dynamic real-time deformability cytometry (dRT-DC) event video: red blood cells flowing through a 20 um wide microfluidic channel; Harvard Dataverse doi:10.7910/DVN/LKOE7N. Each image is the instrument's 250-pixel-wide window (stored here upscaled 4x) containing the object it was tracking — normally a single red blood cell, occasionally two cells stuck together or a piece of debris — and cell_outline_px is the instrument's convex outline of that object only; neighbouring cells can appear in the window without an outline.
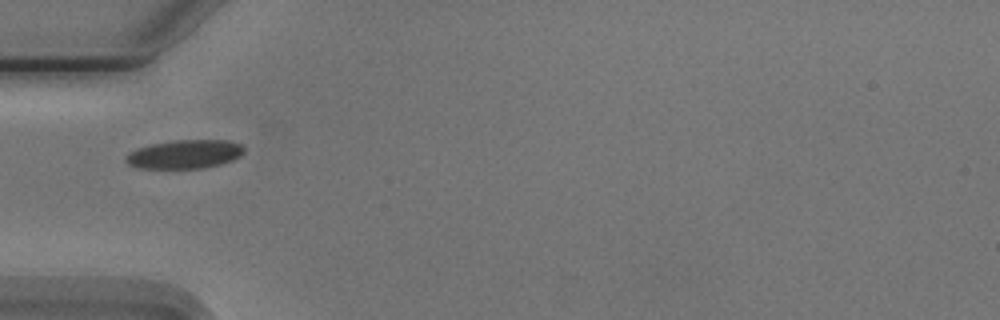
{"species": "Egyptian fruit bat (a non-hibernating species)", "species_latin": "Rousettus aegyptiacus", "temperature_condition": "cold", "stored_images_in_passage": 11, "camera_frame_rate_fps": 3000, "um_per_image_px": 0.085, "animal": {"sex": "male"}, "frame": {"image": 1, "passage_image": 1, "time_ms": 0.0, "image_size_px": [1000, 320], "cell_outline_px": [[244, 152], [240, 156], [232, 160], [220, 164], [204, 168], [136, 168], [128, 164], [124, 160], [124, 156], [128, 152], [152, 144], [176, 140], [228, 140], [240, 144], [244, 148]], "centroid_in_image_um": [15.68, 13.11], "position_along_channel_um": 69.3, "area_um2": 19.77}}
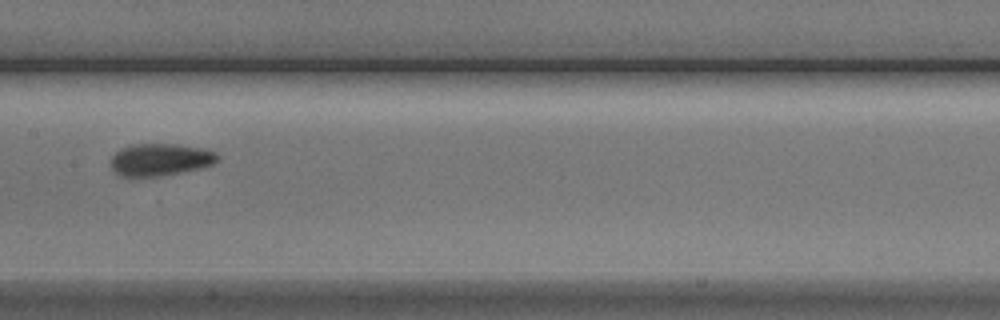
{"frame": {"image": 2, "passage_image": 4, "time_ms": 3.333, "image_size_px": [1000, 320], "cell_outline_px": [[220, 156], [212, 164], [200, 168], [160, 176], [120, 176], [112, 168], [112, 156], [120, 148], [132, 144], [176, 144], [200, 148], [216, 152]], "centroid_in_image_um": [13.61, 13.56], "position_along_channel_um": 193.8, "area_um2": 19.83}}
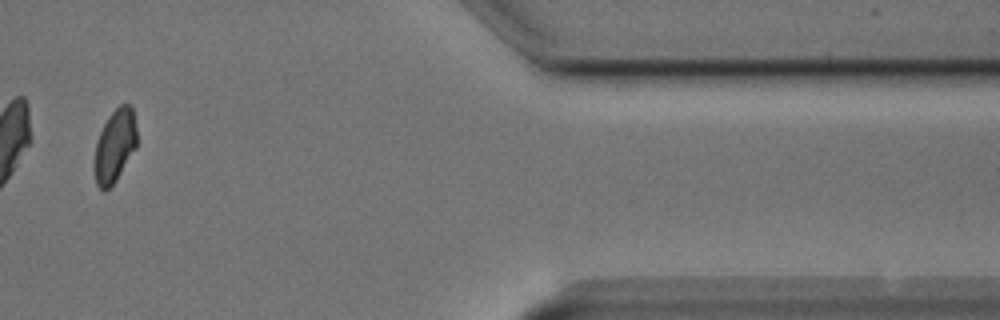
{"frame": {"image": 3, "passage_image": 9, "time_ms": 10.0, "image_size_px": [1000, 320], "cell_outline_px": [[136, 148], [116, 180], [104, 192], [96, 184], [92, 168], [96, 140], [108, 116], [120, 104], [132, 104], [136, 128]], "centroid_in_image_um": [9.73, 12.41], "position_along_channel_um": 401.7, "area_um2": 18.32}}